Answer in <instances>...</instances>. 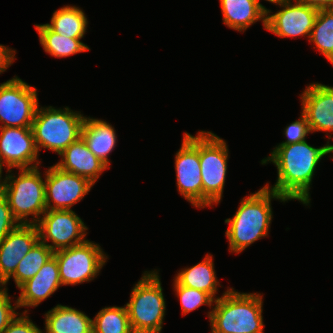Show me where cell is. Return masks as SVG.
Masks as SVG:
<instances>
[{"mask_svg":"<svg viewBox=\"0 0 333 333\" xmlns=\"http://www.w3.org/2000/svg\"><path fill=\"white\" fill-rule=\"evenodd\" d=\"M333 152V145L329 142L323 147L310 146L306 140L299 143L278 145L269 157L262 160V164L271 161L276 165L278 178L271 188L287 200L296 199L303 204L310 203L309 189L320 159Z\"/></svg>","mask_w":333,"mask_h":333,"instance_id":"obj_1","label":"cell"},{"mask_svg":"<svg viewBox=\"0 0 333 333\" xmlns=\"http://www.w3.org/2000/svg\"><path fill=\"white\" fill-rule=\"evenodd\" d=\"M272 198L287 201L283 196L264 186L243 198L233 218L225 220V223H229V229L226 230L225 235L229 240L231 252L237 254L268 235L272 221Z\"/></svg>","mask_w":333,"mask_h":333,"instance_id":"obj_2","label":"cell"},{"mask_svg":"<svg viewBox=\"0 0 333 333\" xmlns=\"http://www.w3.org/2000/svg\"><path fill=\"white\" fill-rule=\"evenodd\" d=\"M36 226L39 239L53 252L85 242L88 229L80 217L70 210H46ZM53 244L49 245L48 240Z\"/></svg>","mask_w":333,"mask_h":333,"instance_id":"obj_10","label":"cell"},{"mask_svg":"<svg viewBox=\"0 0 333 333\" xmlns=\"http://www.w3.org/2000/svg\"><path fill=\"white\" fill-rule=\"evenodd\" d=\"M216 278L212 255L207 254L202 262L182 269L175 277V281L179 285L208 293L216 300L217 286L220 285Z\"/></svg>","mask_w":333,"mask_h":333,"instance_id":"obj_22","label":"cell"},{"mask_svg":"<svg viewBox=\"0 0 333 333\" xmlns=\"http://www.w3.org/2000/svg\"><path fill=\"white\" fill-rule=\"evenodd\" d=\"M14 50L0 44V74L4 72L14 61Z\"/></svg>","mask_w":333,"mask_h":333,"instance_id":"obj_33","label":"cell"},{"mask_svg":"<svg viewBox=\"0 0 333 333\" xmlns=\"http://www.w3.org/2000/svg\"><path fill=\"white\" fill-rule=\"evenodd\" d=\"M17 308V305L15 307L11 305V299L8 297L7 288L0 286V333H2L16 315L19 314L15 312V309Z\"/></svg>","mask_w":333,"mask_h":333,"instance_id":"obj_31","label":"cell"},{"mask_svg":"<svg viewBox=\"0 0 333 333\" xmlns=\"http://www.w3.org/2000/svg\"><path fill=\"white\" fill-rule=\"evenodd\" d=\"M157 271L145 272L133 287L126 304L133 333H160L165 315V299Z\"/></svg>","mask_w":333,"mask_h":333,"instance_id":"obj_5","label":"cell"},{"mask_svg":"<svg viewBox=\"0 0 333 333\" xmlns=\"http://www.w3.org/2000/svg\"><path fill=\"white\" fill-rule=\"evenodd\" d=\"M175 169L179 193L193 206L202 208V175L199 159V133L184 134L176 153Z\"/></svg>","mask_w":333,"mask_h":333,"instance_id":"obj_11","label":"cell"},{"mask_svg":"<svg viewBox=\"0 0 333 333\" xmlns=\"http://www.w3.org/2000/svg\"><path fill=\"white\" fill-rule=\"evenodd\" d=\"M39 240L36 224H19L0 241V286L7 284L20 260Z\"/></svg>","mask_w":333,"mask_h":333,"instance_id":"obj_15","label":"cell"},{"mask_svg":"<svg viewBox=\"0 0 333 333\" xmlns=\"http://www.w3.org/2000/svg\"><path fill=\"white\" fill-rule=\"evenodd\" d=\"M1 175H2V168L0 167V189H1V184L3 182L2 179H1V177H2Z\"/></svg>","mask_w":333,"mask_h":333,"instance_id":"obj_36","label":"cell"},{"mask_svg":"<svg viewBox=\"0 0 333 333\" xmlns=\"http://www.w3.org/2000/svg\"><path fill=\"white\" fill-rule=\"evenodd\" d=\"M92 333H133L126 307H105L92 320Z\"/></svg>","mask_w":333,"mask_h":333,"instance_id":"obj_26","label":"cell"},{"mask_svg":"<svg viewBox=\"0 0 333 333\" xmlns=\"http://www.w3.org/2000/svg\"><path fill=\"white\" fill-rule=\"evenodd\" d=\"M302 114L311 133L333 131V87L320 83L310 84L301 95Z\"/></svg>","mask_w":333,"mask_h":333,"instance_id":"obj_16","label":"cell"},{"mask_svg":"<svg viewBox=\"0 0 333 333\" xmlns=\"http://www.w3.org/2000/svg\"><path fill=\"white\" fill-rule=\"evenodd\" d=\"M81 137L88 149L109 167L108 154L117 140L114 127L106 121L85 117Z\"/></svg>","mask_w":333,"mask_h":333,"instance_id":"obj_20","label":"cell"},{"mask_svg":"<svg viewBox=\"0 0 333 333\" xmlns=\"http://www.w3.org/2000/svg\"><path fill=\"white\" fill-rule=\"evenodd\" d=\"M38 106L36 88L17 76L0 85V127H32Z\"/></svg>","mask_w":333,"mask_h":333,"instance_id":"obj_9","label":"cell"},{"mask_svg":"<svg viewBox=\"0 0 333 333\" xmlns=\"http://www.w3.org/2000/svg\"><path fill=\"white\" fill-rule=\"evenodd\" d=\"M60 156L62 160L55 164L57 167L84 177L92 184H95L101 173L108 168L88 149L82 137L67 147Z\"/></svg>","mask_w":333,"mask_h":333,"instance_id":"obj_18","label":"cell"},{"mask_svg":"<svg viewBox=\"0 0 333 333\" xmlns=\"http://www.w3.org/2000/svg\"><path fill=\"white\" fill-rule=\"evenodd\" d=\"M220 5L229 28L243 31L258 20L266 28V10L256 0H220Z\"/></svg>","mask_w":333,"mask_h":333,"instance_id":"obj_19","label":"cell"},{"mask_svg":"<svg viewBox=\"0 0 333 333\" xmlns=\"http://www.w3.org/2000/svg\"><path fill=\"white\" fill-rule=\"evenodd\" d=\"M287 140L279 145H287L291 143H299L305 141V137L310 133L309 124L306 117L301 113L299 120L292 122L285 129Z\"/></svg>","mask_w":333,"mask_h":333,"instance_id":"obj_29","label":"cell"},{"mask_svg":"<svg viewBox=\"0 0 333 333\" xmlns=\"http://www.w3.org/2000/svg\"><path fill=\"white\" fill-rule=\"evenodd\" d=\"M309 41L333 64V9L318 11Z\"/></svg>","mask_w":333,"mask_h":333,"instance_id":"obj_27","label":"cell"},{"mask_svg":"<svg viewBox=\"0 0 333 333\" xmlns=\"http://www.w3.org/2000/svg\"><path fill=\"white\" fill-rule=\"evenodd\" d=\"M87 23L83 10L67 5L56 10L51 18V24L47 23V25L60 35L70 38H83Z\"/></svg>","mask_w":333,"mask_h":333,"instance_id":"obj_24","label":"cell"},{"mask_svg":"<svg viewBox=\"0 0 333 333\" xmlns=\"http://www.w3.org/2000/svg\"><path fill=\"white\" fill-rule=\"evenodd\" d=\"M62 285L56 257L53 255L30 280L19 289L20 296L15 304L19 307H33L52 295Z\"/></svg>","mask_w":333,"mask_h":333,"instance_id":"obj_17","label":"cell"},{"mask_svg":"<svg viewBox=\"0 0 333 333\" xmlns=\"http://www.w3.org/2000/svg\"><path fill=\"white\" fill-rule=\"evenodd\" d=\"M317 10L333 9V0H294Z\"/></svg>","mask_w":333,"mask_h":333,"instance_id":"obj_34","label":"cell"},{"mask_svg":"<svg viewBox=\"0 0 333 333\" xmlns=\"http://www.w3.org/2000/svg\"><path fill=\"white\" fill-rule=\"evenodd\" d=\"M292 0H282L278 3L282 10L270 15V10H266V28L279 37L308 36L312 32L318 14L317 9ZM269 13V14H268Z\"/></svg>","mask_w":333,"mask_h":333,"instance_id":"obj_14","label":"cell"},{"mask_svg":"<svg viewBox=\"0 0 333 333\" xmlns=\"http://www.w3.org/2000/svg\"><path fill=\"white\" fill-rule=\"evenodd\" d=\"M46 333H92V319L83 312L57 305L45 314Z\"/></svg>","mask_w":333,"mask_h":333,"instance_id":"obj_21","label":"cell"},{"mask_svg":"<svg viewBox=\"0 0 333 333\" xmlns=\"http://www.w3.org/2000/svg\"><path fill=\"white\" fill-rule=\"evenodd\" d=\"M173 286L175 288L177 297L180 298L183 315L199 308L204 304H207L209 307H211L212 303L215 302V300L208 293L179 285L175 280Z\"/></svg>","mask_w":333,"mask_h":333,"instance_id":"obj_28","label":"cell"},{"mask_svg":"<svg viewBox=\"0 0 333 333\" xmlns=\"http://www.w3.org/2000/svg\"><path fill=\"white\" fill-rule=\"evenodd\" d=\"M45 176L47 210H70L94 185L88 179L63 171L56 165L51 166Z\"/></svg>","mask_w":333,"mask_h":333,"instance_id":"obj_12","label":"cell"},{"mask_svg":"<svg viewBox=\"0 0 333 333\" xmlns=\"http://www.w3.org/2000/svg\"><path fill=\"white\" fill-rule=\"evenodd\" d=\"M265 10H267V8H265L260 2L259 0H256ZM266 1H269L271 3H274V4H278L280 1L282 0H266Z\"/></svg>","mask_w":333,"mask_h":333,"instance_id":"obj_35","label":"cell"},{"mask_svg":"<svg viewBox=\"0 0 333 333\" xmlns=\"http://www.w3.org/2000/svg\"><path fill=\"white\" fill-rule=\"evenodd\" d=\"M19 225L13 217L6 196L0 190V241Z\"/></svg>","mask_w":333,"mask_h":333,"instance_id":"obj_30","label":"cell"},{"mask_svg":"<svg viewBox=\"0 0 333 333\" xmlns=\"http://www.w3.org/2000/svg\"><path fill=\"white\" fill-rule=\"evenodd\" d=\"M84 120L85 116L69 107L63 110L37 107L31 128L38 151L42 147L60 155L81 137Z\"/></svg>","mask_w":333,"mask_h":333,"instance_id":"obj_6","label":"cell"},{"mask_svg":"<svg viewBox=\"0 0 333 333\" xmlns=\"http://www.w3.org/2000/svg\"><path fill=\"white\" fill-rule=\"evenodd\" d=\"M208 312L212 333H263L262 296L233 288L215 300Z\"/></svg>","mask_w":333,"mask_h":333,"instance_id":"obj_3","label":"cell"},{"mask_svg":"<svg viewBox=\"0 0 333 333\" xmlns=\"http://www.w3.org/2000/svg\"><path fill=\"white\" fill-rule=\"evenodd\" d=\"M199 159L202 175V208L220 202L227 171L226 142L212 132H199Z\"/></svg>","mask_w":333,"mask_h":333,"instance_id":"obj_7","label":"cell"},{"mask_svg":"<svg viewBox=\"0 0 333 333\" xmlns=\"http://www.w3.org/2000/svg\"><path fill=\"white\" fill-rule=\"evenodd\" d=\"M0 167L31 169L38 167V149L31 127H0ZM36 162L32 165V163ZM31 165V166H29Z\"/></svg>","mask_w":333,"mask_h":333,"instance_id":"obj_13","label":"cell"},{"mask_svg":"<svg viewBox=\"0 0 333 333\" xmlns=\"http://www.w3.org/2000/svg\"><path fill=\"white\" fill-rule=\"evenodd\" d=\"M62 285H76L93 280L107 256L98 244L89 240L54 252Z\"/></svg>","mask_w":333,"mask_h":333,"instance_id":"obj_8","label":"cell"},{"mask_svg":"<svg viewBox=\"0 0 333 333\" xmlns=\"http://www.w3.org/2000/svg\"><path fill=\"white\" fill-rule=\"evenodd\" d=\"M54 255V252L40 240L20 260L14 274L11 276L19 288L38 273L40 268Z\"/></svg>","mask_w":333,"mask_h":333,"instance_id":"obj_25","label":"cell"},{"mask_svg":"<svg viewBox=\"0 0 333 333\" xmlns=\"http://www.w3.org/2000/svg\"><path fill=\"white\" fill-rule=\"evenodd\" d=\"M0 190L19 224H36L41 218L39 216L47 210L45 180L41 178L38 167L20 169L17 178L12 174L6 175ZM30 215L34 220L28 221Z\"/></svg>","mask_w":333,"mask_h":333,"instance_id":"obj_4","label":"cell"},{"mask_svg":"<svg viewBox=\"0 0 333 333\" xmlns=\"http://www.w3.org/2000/svg\"><path fill=\"white\" fill-rule=\"evenodd\" d=\"M27 310L22 316L16 317L10 322L9 326L2 333H43L31 320L26 316ZM24 315V316H23Z\"/></svg>","mask_w":333,"mask_h":333,"instance_id":"obj_32","label":"cell"},{"mask_svg":"<svg viewBox=\"0 0 333 333\" xmlns=\"http://www.w3.org/2000/svg\"><path fill=\"white\" fill-rule=\"evenodd\" d=\"M45 52L55 57H67L90 50L81 38H70L54 32L47 24L35 25Z\"/></svg>","mask_w":333,"mask_h":333,"instance_id":"obj_23","label":"cell"}]
</instances>
